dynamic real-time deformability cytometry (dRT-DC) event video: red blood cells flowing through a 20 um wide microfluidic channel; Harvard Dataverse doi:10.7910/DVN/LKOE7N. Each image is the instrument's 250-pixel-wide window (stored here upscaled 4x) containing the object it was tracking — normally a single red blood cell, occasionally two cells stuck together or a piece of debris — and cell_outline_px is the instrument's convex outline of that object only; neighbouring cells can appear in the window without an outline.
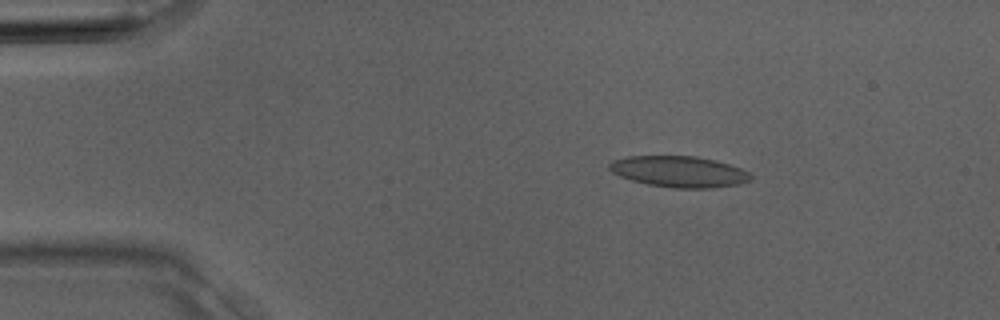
{"species": "Egyptian fruit bat (a non-hibernating species)", "species_latin": "Rousettus aegyptiacus", "temperature_condition": "room temperature", "stored_images_in_passage": 3, "camera_frame_rate_fps": 3000, "um_per_image_px": 0.085, "animal": {"sex": "male"}, "frame": {"image": 1, "passage_image": 2, "time_ms": 0.333, "image_size_px": [1000, 320], "cell_outline_px": [[752, 180], [740, 184], [712, 188], [672, 188], [648, 184], [632, 180], [620, 176], [612, 172], [608, 168], [608, 164], [612, 160], [628, 156], [696, 156], [716, 160], [740, 168], [748, 172], [752, 176]], "centroid_in_image_um": [57.73, 14.59], "position_along_channel_um": 27.3, "area_um2": 25.72}}